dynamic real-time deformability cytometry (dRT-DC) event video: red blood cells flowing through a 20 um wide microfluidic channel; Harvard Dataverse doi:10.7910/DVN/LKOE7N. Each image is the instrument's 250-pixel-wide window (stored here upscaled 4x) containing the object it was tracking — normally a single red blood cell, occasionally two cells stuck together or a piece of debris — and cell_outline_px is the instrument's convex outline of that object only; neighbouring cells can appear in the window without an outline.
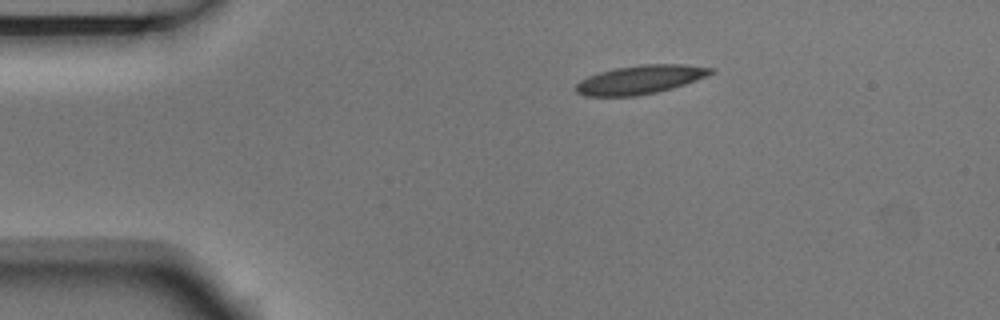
{"species": "Egyptian fruit bat (a non-hibernating species)", "species_latin": "Rousettus aegyptiacus", "temperature_condition": "room temperature", "stored_images_in_passage": 5, "camera_frame_rate_fps": 3000, "um_per_image_px": 0.085, "animal": {"sex": "male"}, "frame": {"image": 1, "passage_image": 1, "time_ms": 0.0, "image_size_px": [1000, 320], "cell_outline_px": [[716, 72], [696, 80], [672, 88], [656, 92], [636, 96], [584, 96], [576, 92], [576, 84], [580, 80], [588, 76], [600, 72], [616, 68], [640, 64], [684, 64], [716, 68]], "centroid_in_image_um": [54.44, 6.76], "position_along_channel_um": 30.6, "area_um2": 22.6}}
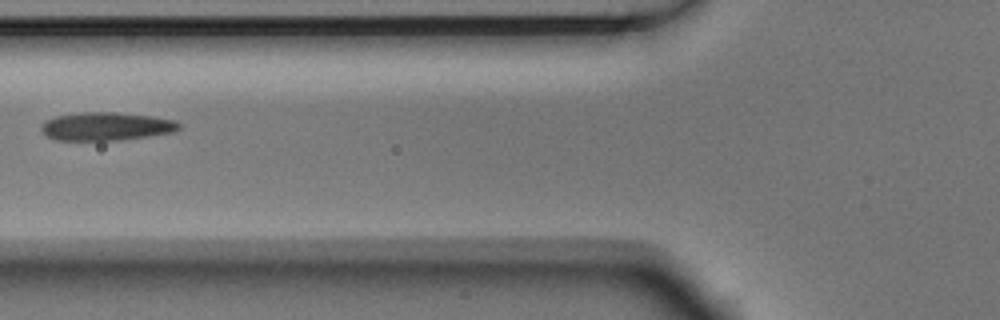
{"frame": {"image": 2, "passage_image": 4, "time_ms": 1.0, "image_size_px": [1000, 320], "cell_outline_px": [[184, 124], [180, 128], [172, 132], [148, 136], [120, 140], [56, 140], [48, 136], [40, 128], [40, 124], [44, 120], [56, 116], [80, 112], [112, 112], [152, 116], [176, 120]], "centroid_in_image_um": [9.04, 10.73], "position_along_channel_um": 116.8, "area_um2": 22.77}}
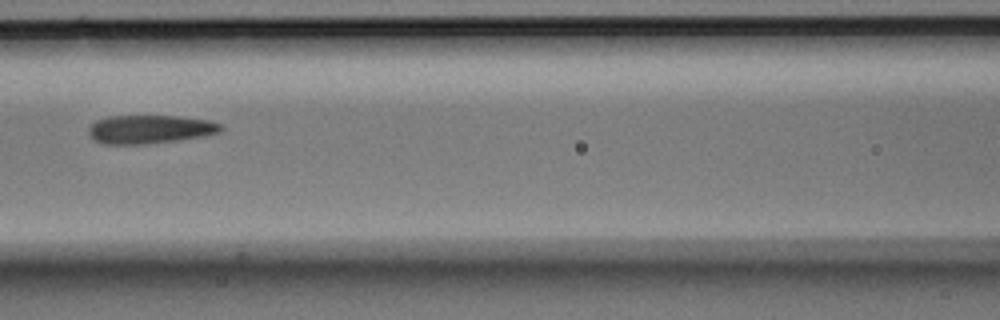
{"frame": {"image": 3, "passage_image": 5, "time_ms": 1.333, "image_size_px": [1000, 320], "cell_outline_px": [[224, 128], [220, 132], [204, 136], [176, 140], [144, 144], [104, 144], [96, 140], [88, 132], [88, 128], [96, 120], [112, 116], [176, 116], [208, 120], [224, 124]], "centroid_in_image_um": [12.79, 10.98], "position_along_channel_um": 153.8, "area_um2": 21.85}}